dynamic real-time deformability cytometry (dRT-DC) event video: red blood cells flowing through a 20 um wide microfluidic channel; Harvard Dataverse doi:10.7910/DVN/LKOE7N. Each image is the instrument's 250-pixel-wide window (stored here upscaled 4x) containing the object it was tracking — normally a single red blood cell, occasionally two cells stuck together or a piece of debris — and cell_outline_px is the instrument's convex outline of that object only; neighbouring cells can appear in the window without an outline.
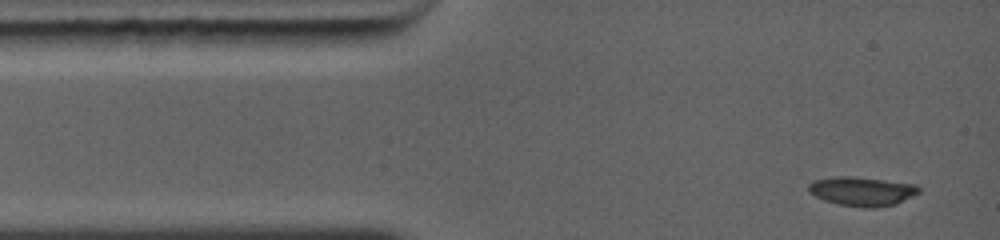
{"species": "common noctule bat (a hibernating species)", "species_latin": "Nyctalus noctula", "temperature_condition": "warm", "stored_images_in_passage": 9, "camera_frame_rate_fps": 5000, "um_per_image_px": 0.085, "animal": {"sex": "female", "body_mass_g": 19.0, "forearm_length_mm": 56.7}, "frame": {"image": 1, "passage_image": 1, "time_ms": 0.0, "image_size_px": [1000, 240], "cell_outline_px": [[920, 192], [892, 204], [840, 204], [816, 196], [808, 188], [808, 184], [816, 180], [832, 176], [852, 176], [916, 184], [920, 188]], "centroid_in_image_um": [73.26, 16.17], "position_along_channel_um": 11.7, "area_um2": 17.34}}
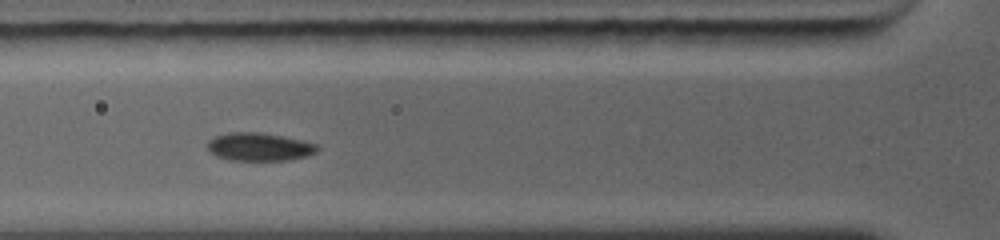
{"frame": {"image": 2, "passage_image": 6, "time_ms": 3.4, "image_size_px": [1000, 240], "cell_outline_px": [[320, 148], [316, 152], [308, 156], [288, 160], [228, 160], [216, 156], [208, 148], [208, 144], [216, 136], [232, 132], [256, 132], [280, 136], [300, 140], [316, 144]], "centroid_in_image_um": [22.07, 12.5], "position_along_channel_um": 103.7, "area_um2": 17.63}}
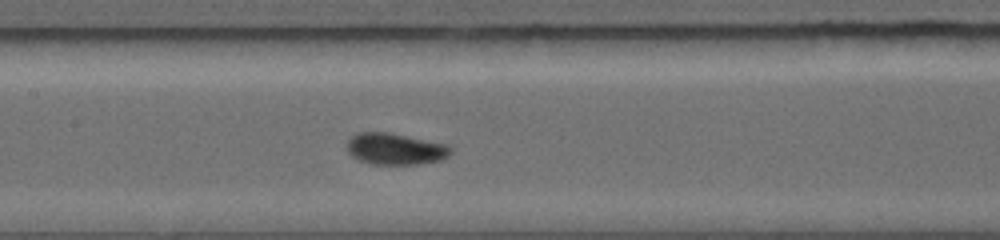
{"frame": {"image": 3, "passage_image": 9, "time_ms": 5.0, "image_size_px": [1000, 240], "cell_outline_px": [[452, 152], [448, 156], [440, 160], [420, 164], [368, 164], [356, 160], [348, 152], [348, 140], [352, 136], [360, 132], [384, 132], [444, 144], [452, 148]], "centroid_in_image_um": [33.56, 12.68], "position_along_channel_um": 173.8, "area_um2": 18.79}}